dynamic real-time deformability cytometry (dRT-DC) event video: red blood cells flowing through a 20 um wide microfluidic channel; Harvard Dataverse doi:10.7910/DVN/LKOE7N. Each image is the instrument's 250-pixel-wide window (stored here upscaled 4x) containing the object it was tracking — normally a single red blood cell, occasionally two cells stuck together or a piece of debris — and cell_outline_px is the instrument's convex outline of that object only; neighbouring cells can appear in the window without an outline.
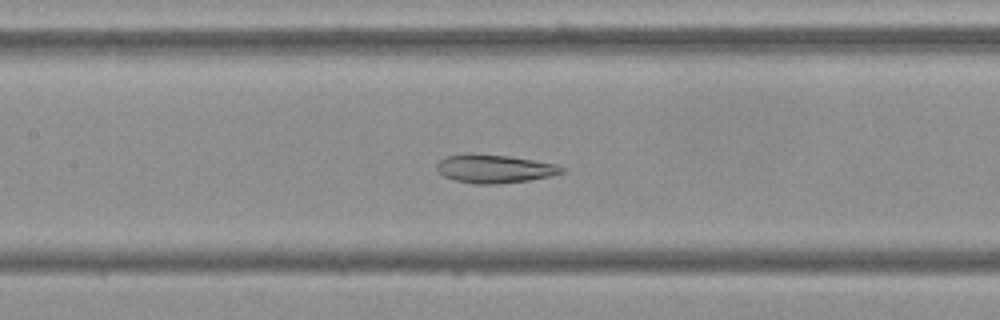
{"species": "Egyptian fruit bat (a non-hibernating species)", "species_latin": "Rousettus aegyptiacus", "temperature_condition": "cold", "stored_images_in_passage": 54, "camera_frame_rate_fps": 3000, "um_per_image_px": 0.085, "frame": {"image": 1, "passage_image": 25, "time_ms": 8.0, "image_size_px": [1000, 320], "cell_outline_px": [[564, 172], [548, 176], [528, 180], [496, 184], [476, 184], [456, 180], [444, 176], [436, 168], [436, 164], [440, 160], [448, 156], [472, 152], [508, 156], [556, 164], [564, 168]], "centroid_in_image_um": [41.99, 14.33], "position_along_channel_um": 165.4, "area_um2": 20.52}}
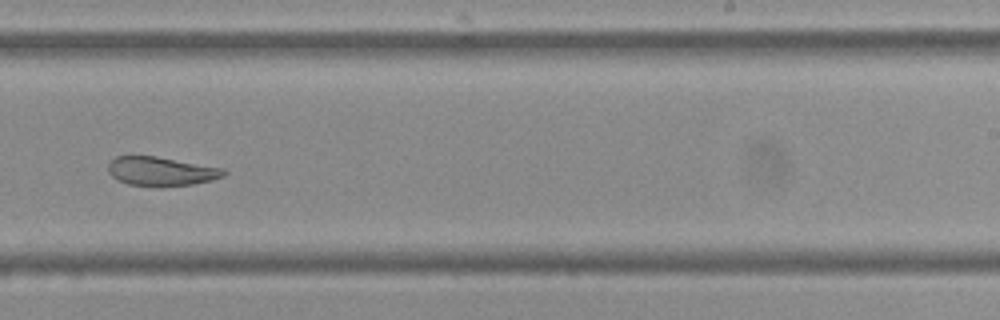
{"frame": {"image": 2, "passage_image": 34, "time_ms": 11.0, "image_size_px": [1000, 320], "cell_outline_px": [[228, 172], [224, 176], [212, 180], [192, 184], [160, 188], [128, 184], [112, 176], [108, 172], [108, 164], [116, 156], [156, 156], [224, 168]], "centroid_in_image_um": [13.72, 14.58], "position_along_channel_um": 275.3, "area_um2": 19.77}}
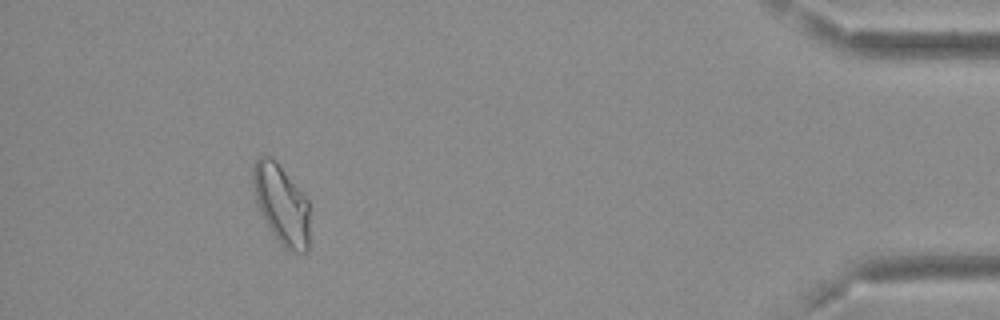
{"frame": {"image": 3, "passage_image": 50, "time_ms": 16.333, "image_size_px": [1000, 320], "cell_outline_px": [[308, 252], [292, 252], [284, 248], [272, 232], [264, 220], [256, 200], [252, 180], [252, 164], [260, 156], [268, 156], [276, 160], [308, 200]], "centroid_in_image_um": [23.91, 17.36], "position_along_channel_um": 411.3, "area_um2": 26.07}, "authors_computed_cell_mechanics": {"area_um2": 23.8714, "velocity_mm_per_s": 3.6837, "shape_relaxation_time_tau1_ms": null, "shape_relaxation_time_tau2_ms": 2.251, "deformation_change_tau1": null, "deformation_change_tau2": 0.0885}}